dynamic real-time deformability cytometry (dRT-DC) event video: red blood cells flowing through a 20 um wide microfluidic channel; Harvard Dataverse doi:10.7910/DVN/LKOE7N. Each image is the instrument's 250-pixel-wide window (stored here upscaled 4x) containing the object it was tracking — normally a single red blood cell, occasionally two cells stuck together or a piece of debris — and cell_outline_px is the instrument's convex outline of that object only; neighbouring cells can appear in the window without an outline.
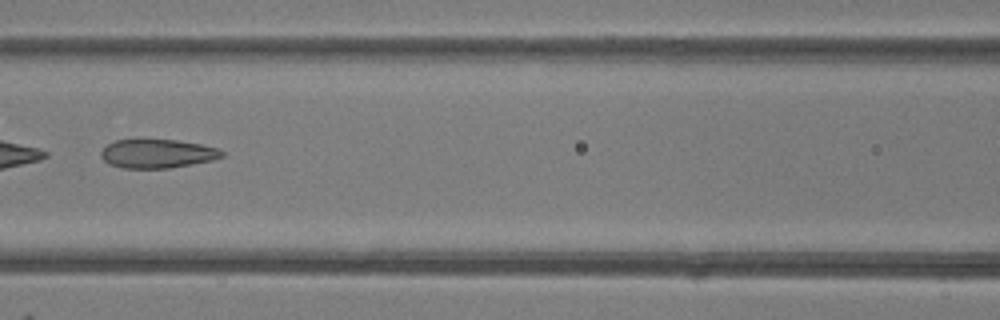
{"species": "common noctule bat (a hibernating species)", "species_latin": "Nyctalus noctula", "temperature_condition": "room temperature", "stored_images_in_passage": 4, "camera_frame_rate_fps": 3000, "um_per_image_px": 0.085, "animal": {"sex": "female"}, "frame": {"image": 1, "passage_image": 4, "time_ms": 4.333, "image_size_px": [1000, 320], "cell_outline_px": [[224, 156], [212, 160], [168, 168], [124, 168], [108, 164], [100, 156], [100, 152], [108, 144], [116, 140], [176, 140], [200, 144], [216, 148], [224, 152]], "centroid_in_image_um": [13.35, 13.06], "position_along_channel_um": 153.2, "area_um2": 20.06}}